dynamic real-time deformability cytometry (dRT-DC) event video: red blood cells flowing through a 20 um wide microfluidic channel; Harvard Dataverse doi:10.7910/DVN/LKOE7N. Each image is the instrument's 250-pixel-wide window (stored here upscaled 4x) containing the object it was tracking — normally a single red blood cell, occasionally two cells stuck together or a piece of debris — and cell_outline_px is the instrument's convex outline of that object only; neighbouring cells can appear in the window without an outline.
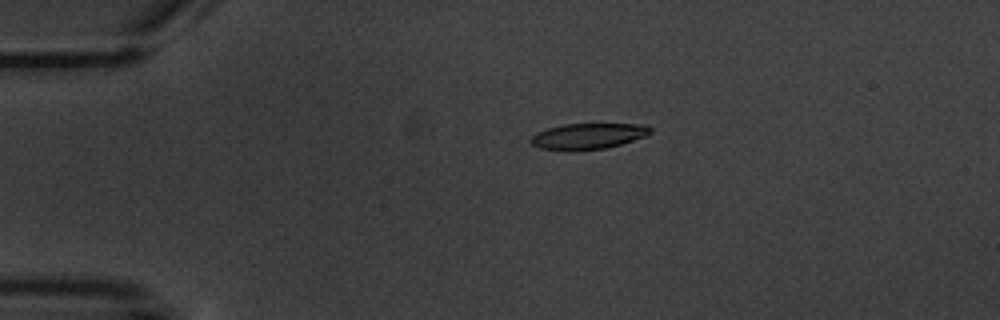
{"species": "common noctule bat (a hibernating species)", "species_latin": "Nyctalus noctula", "temperature_condition": "warm", "stored_images_in_passage": 6, "camera_frame_rate_fps": 3000, "um_per_image_px": 0.085, "animal": {"sex": "male", "body_mass_g": 20.1, "forearm_length_mm": 53.5}, "frame": {"image": 1, "passage_image": 4, "time_ms": 3.667, "image_size_px": [1000, 320], "cell_outline_px": [[652, 132], [644, 136], [620, 144], [604, 148], [540, 148], [532, 144], [528, 140], [536, 132], [548, 128], [564, 124], [648, 124], [652, 128]], "centroid_in_image_um": [50.02, 11.52], "position_along_channel_um": 35.0, "area_um2": 17.28}}
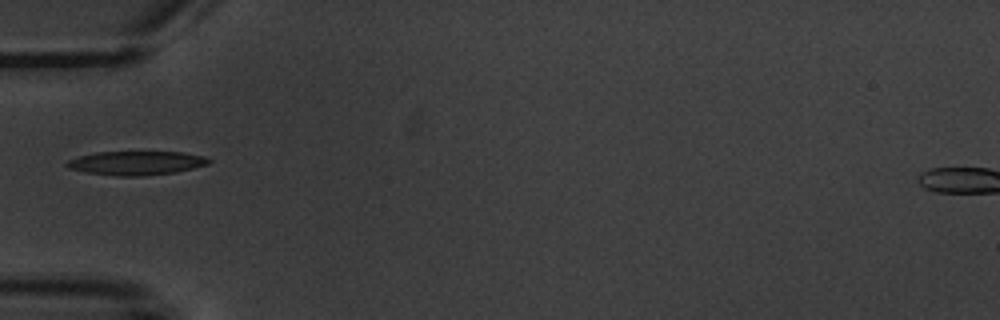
{"frame": {"image": 2, "passage_image": 6, "time_ms": 6.0, "image_size_px": [1000, 320], "cell_outline_px": [[212, 160], [208, 164], [176, 172], [140, 176], [116, 176], [88, 172], [68, 168], [64, 164], [68, 160], [80, 156], [96, 152], [184, 152], [204, 156]], "centroid_in_image_um": [11.59, 13.85], "position_along_channel_um": 73.4, "area_um2": 19.65}}